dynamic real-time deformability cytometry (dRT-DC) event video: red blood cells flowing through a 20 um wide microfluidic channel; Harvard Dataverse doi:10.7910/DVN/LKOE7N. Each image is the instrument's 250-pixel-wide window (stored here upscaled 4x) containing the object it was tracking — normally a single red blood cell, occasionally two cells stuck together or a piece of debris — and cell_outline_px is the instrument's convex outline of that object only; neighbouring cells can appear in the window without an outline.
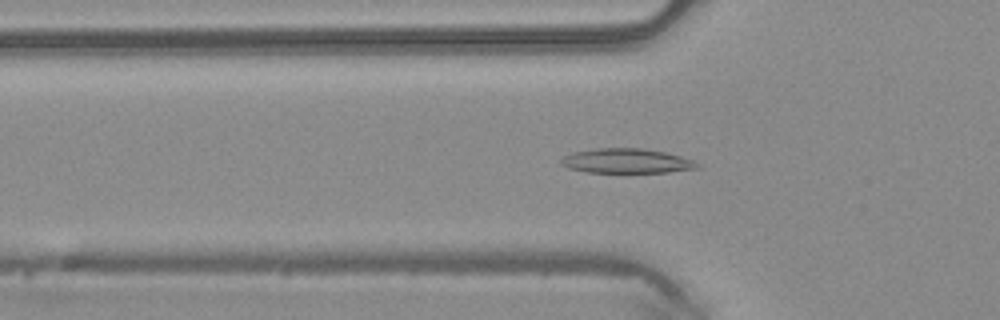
{"species": "common noctule bat (a hibernating species)", "species_latin": "Nyctalus noctula", "temperature_condition": "warm", "stored_images_in_passage": 50, "camera_frame_rate_fps": 3000, "um_per_image_px": 0.085, "animal": {"sex": "male", "body_mass_g": 20.4}, "frame": {"image": 1, "passage_image": 17, "time_ms": 5.333, "image_size_px": [1000, 320], "cell_outline_px": [[700, 168], [668, 172], [588, 172], [568, 168], [560, 164], [560, 160], [564, 156], [572, 152], [596, 148], [644, 148], [664, 152], [680, 156], [692, 160], [700, 164]], "centroid_in_image_um": [53.25, 13.67], "position_along_channel_um": 72.6, "area_um2": 19.54}}
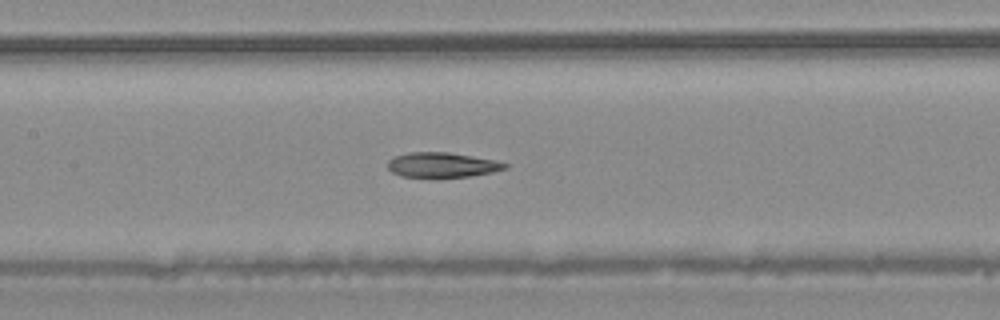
{"frame": {"image": 2, "passage_image": 24, "time_ms": 7.667, "image_size_px": [1000, 320], "cell_outline_px": [[508, 168], [492, 172], [468, 176], [440, 180], [436, 180], [400, 176], [392, 172], [388, 168], [388, 160], [396, 156], [408, 152], [448, 152], [496, 160], [508, 164]], "centroid_in_image_um": [37.55, 14.06], "position_along_channel_um": 169.8, "area_um2": 17.74}}
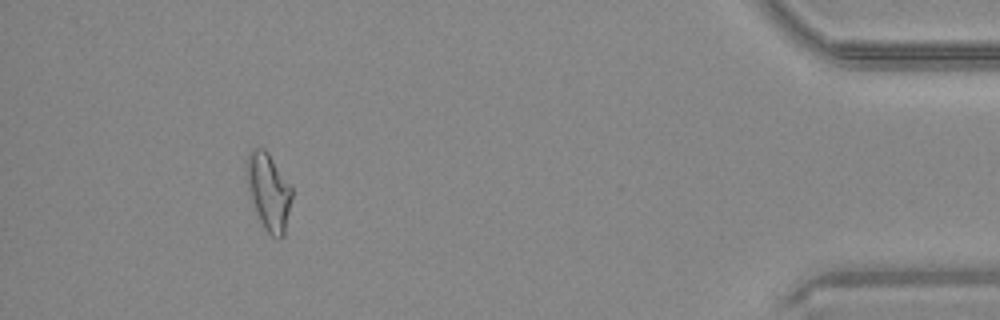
{"frame": {"image": 3, "passage_image": 46, "time_ms": 15.0, "image_size_px": [1000, 320], "cell_outline_px": [[292, 196], [284, 236], [280, 240], [272, 236], [260, 224], [256, 212], [248, 184], [244, 168], [248, 152], [252, 148], [264, 148], [268, 152], [292, 188]], "centroid_in_image_um": [22.82, 16.28], "position_along_channel_um": 412.4, "area_um2": 20.29}, "authors_computed_cell_mechanics": {"area_um2": 19.074, "velocity_mm_per_s": 4.1365, "shape_relaxation_time_tau1_ms": null, "shape_relaxation_time_tau2_ms": 6.8922, "deformation_change_tau1": null, "deformation_change_tau2": 0.1294}}